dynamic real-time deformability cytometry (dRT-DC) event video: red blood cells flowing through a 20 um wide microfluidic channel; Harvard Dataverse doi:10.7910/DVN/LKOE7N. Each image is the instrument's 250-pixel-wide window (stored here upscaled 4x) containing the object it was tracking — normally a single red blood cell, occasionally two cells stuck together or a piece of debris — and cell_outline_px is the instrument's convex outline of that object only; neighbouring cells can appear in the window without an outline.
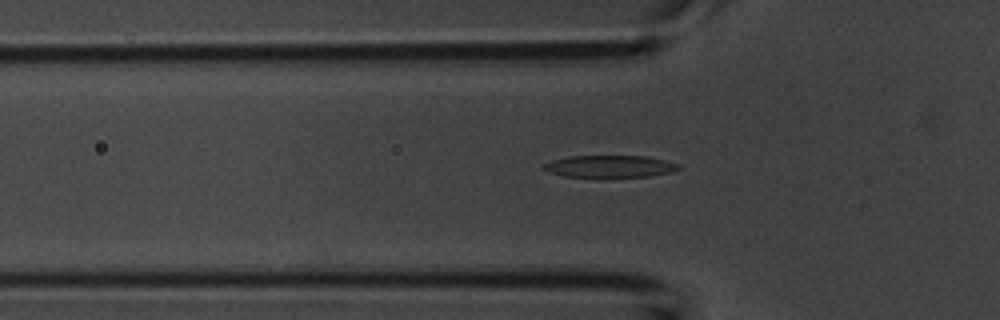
{"species": "common noctule bat (a hibernating species)", "species_latin": "Nyctalus noctula", "temperature_condition": "room temperature", "stored_images_in_passage": 53, "camera_frame_rate_fps": 3000, "um_per_image_px": 0.085, "animal": {"sex": "male", "body_mass_g": 20.1, "forearm_length_mm": 53.5}, "frame": {"image": 1, "passage_image": 17, "time_ms": 5.333, "image_size_px": [1000, 320], "cell_outline_px": [[680, 168], [672, 172], [648, 176], [564, 176], [548, 172], [540, 168], [544, 164], [552, 160], [572, 156], [648, 156], [680, 164]], "centroid_in_image_um": [51.83, 14.13], "position_along_channel_um": 74.0, "area_um2": 17.11}}
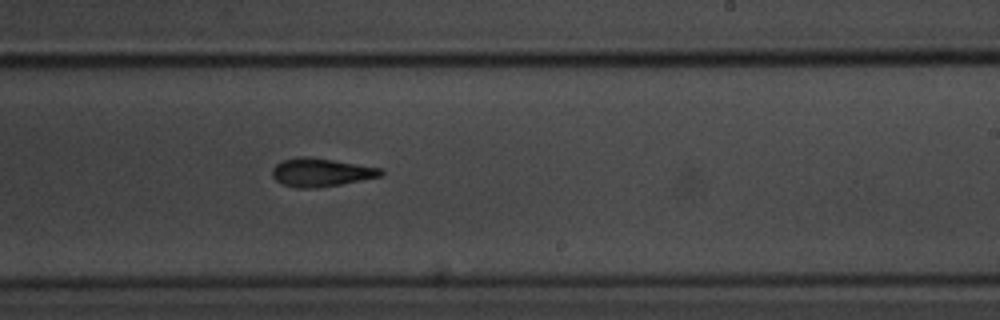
{"frame": {"image": 2, "passage_image": 32, "time_ms": 10.333, "image_size_px": [1000, 320], "cell_outline_px": [[384, 172], [380, 176], [320, 188], [296, 188], [284, 184], [276, 180], [272, 176], [272, 168], [276, 164], [284, 160], [300, 156], [308, 156], [384, 168]], "centroid_in_image_um": [27.29, 14.65], "position_along_channel_um": 261.7, "area_um2": 17.92}}
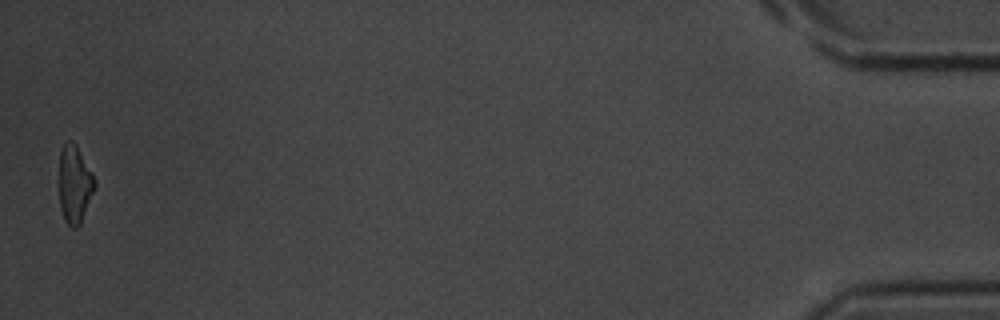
{"frame": {"image": 3, "passage_image": 53, "time_ms": 17.333, "image_size_px": [1000, 320], "cell_outline_px": [[96, 188], [80, 224], [76, 228], [72, 228], [64, 220], [60, 208], [60, 152], [64, 144], [68, 140], [72, 140], [76, 144], [92, 172], [96, 180]], "centroid_in_image_um": [6.36, 15.67], "position_along_channel_um": 428.8, "area_um2": 16.18}, "authors_computed_cell_mechanics": {"area_um2": 17.7446, "velocity_mm_per_s": 3.7344, "shape_relaxation_time_tau1_ms": 3.4224, "shape_relaxation_time_tau2_ms": 5.1667, "deformation_change_tau1": 0.1807, "deformation_change_tau2": 0.166}}